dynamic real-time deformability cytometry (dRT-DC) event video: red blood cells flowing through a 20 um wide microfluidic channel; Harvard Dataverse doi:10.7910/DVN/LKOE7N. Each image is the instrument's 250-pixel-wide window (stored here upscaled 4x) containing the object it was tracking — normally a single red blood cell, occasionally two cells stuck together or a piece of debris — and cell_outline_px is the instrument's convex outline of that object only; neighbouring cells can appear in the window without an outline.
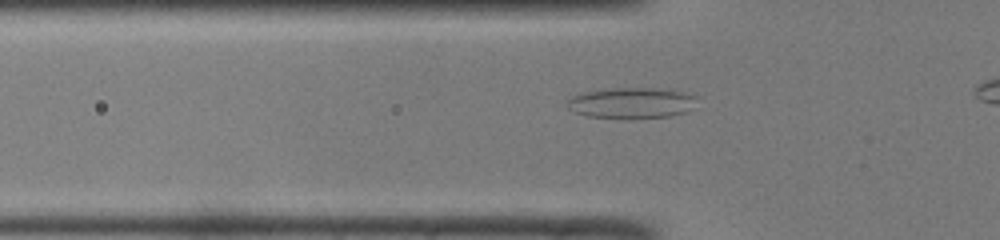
{"species": "common noctule bat (a hibernating species)", "species_latin": "Nyctalus noctula", "temperature_condition": "room temperature", "stored_images_in_passage": 16, "camera_frame_rate_fps": 3000, "um_per_image_px": 0.085, "animal": {"sex": "male", "body_mass_g": 19.0, "forearm_length_mm": 50.8}, "frame": {"image": 1, "passage_image": 10, "time_ms": 3.0, "image_size_px": [1000, 240], "cell_outline_px": [[700, 96], [692, 108], [684, 112], [668, 116], [628, 120], [620, 120], [588, 116], [576, 112], [568, 108], [568, 100], [572, 96], [580, 92], [608, 88], [676, 88]], "centroid_in_image_um": [53.74, 8.74], "position_along_channel_um": 72.1, "area_um2": 24.33}}
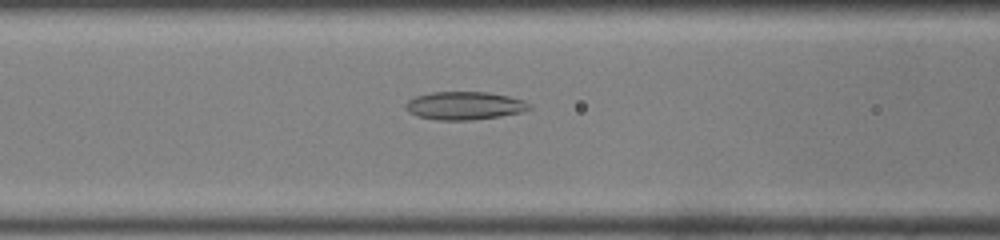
{"frame": {"image": 2, "passage_image": 14, "time_ms": 4.333, "image_size_px": [1000, 240], "cell_outline_px": [[532, 108], [520, 112], [500, 116], [468, 120], [436, 120], [416, 116], [408, 112], [404, 108], [404, 104], [408, 100], [416, 96], [432, 92], [488, 92], [508, 96], [524, 100], [532, 104]], "centroid_in_image_um": [39.46, 8.98], "position_along_channel_um": 127.1, "area_um2": 20.35}}